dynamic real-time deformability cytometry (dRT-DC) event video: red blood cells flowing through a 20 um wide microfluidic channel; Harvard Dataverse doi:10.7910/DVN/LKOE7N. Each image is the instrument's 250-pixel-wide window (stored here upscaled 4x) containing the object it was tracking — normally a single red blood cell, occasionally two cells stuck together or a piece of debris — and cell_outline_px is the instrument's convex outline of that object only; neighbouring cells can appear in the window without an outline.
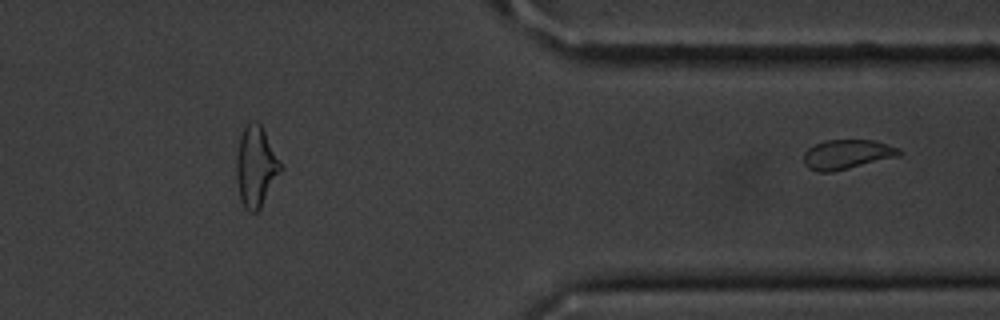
{"species": "common noctule bat (a hibernating species)", "species_latin": "Nyctalus noctula", "temperature_condition": "cold", "stored_images_in_passage": 45, "segment_of_instrument_passage": [2, 2], "camera_frame_rate_fps": 3000, "um_per_image_px": 0.085, "animal": {"sex": "male", "body_mass_g": 20.1, "forearm_length_mm": 53.5}, "frame": {"image": 1, "passage_image": 45, "time_ms": 14.667, "image_size_px": [1000, 320], "cell_outline_px": [[904, 152], [900, 156], [832, 172], [816, 172], [808, 168], [804, 164], [804, 152], [808, 148], [824, 140], [876, 140], [900, 148]], "centroid_in_image_um": [72.02, 13.12], "position_along_channel_um": 339.4, "area_um2": 16.65}}